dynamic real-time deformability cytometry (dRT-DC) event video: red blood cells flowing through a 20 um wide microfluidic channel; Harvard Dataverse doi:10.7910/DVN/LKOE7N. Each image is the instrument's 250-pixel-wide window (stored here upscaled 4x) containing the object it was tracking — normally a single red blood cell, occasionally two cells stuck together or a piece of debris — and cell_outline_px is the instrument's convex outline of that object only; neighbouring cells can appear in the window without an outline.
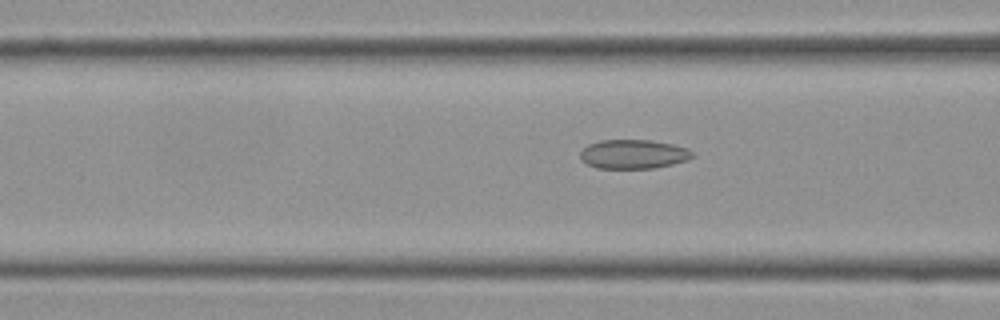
{"species": "Egyptian fruit bat (a non-hibernating species)", "species_latin": "Rousettus aegyptiacus", "temperature_condition": "cold", "stored_images_in_passage": 38, "camera_frame_rate_fps": 3000, "um_per_image_px": 0.085, "frame": {"image": 1, "passage_image": 13, "time_ms": 4.0, "image_size_px": [1000, 320], "cell_outline_px": [[696, 156], [688, 160], [656, 168], [596, 168], [580, 160], [580, 152], [588, 144], [600, 140], [652, 140], [672, 144], [688, 148]], "centroid_in_image_um": [53.85, 13.1], "position_along_channel_um": 112.7, "area_um2": 19.19}}
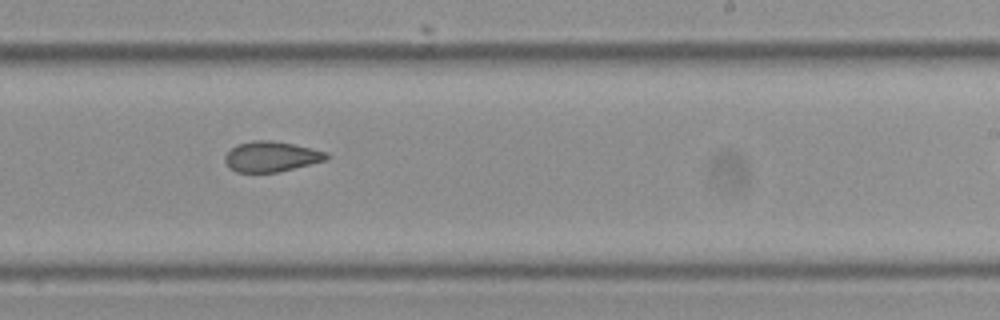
{"frame": {"image": 2, "passage_image": 26, "time_ms": 8.333, "image_size_px": [1000, 320], "cell_outline_px": [[328, 160], [280, 172], [236, 172], [228, 168], [224, 160], [224, 156], [236, 144], [252, 140], [272, 140], [292, 144], [328, 152]], "centroid_in_image_um": [23.04, 13.31], "position_along_channel_um": 266.0, "area_um2": 18.15}}
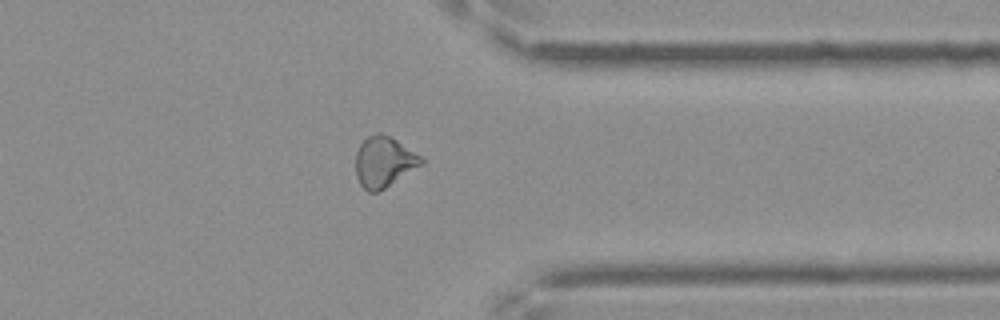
{"frame": {"image": 3, "passage_image": 36, "time_ms": 11.667, "image_size_px": [1000, 320], "cell_outline_px": [[424, 164], [384, 188], [376, 192], [368, 192], [360, 184], [356, 176], [356, 152], [360, 144], [368, 136], [376, 132], [380, 132], [396, 140], [420, 156], [424, 160]], "centroid_in_image_um": [32.62, 13.76], "position_along_channel_um": 378.8, "area_um2": 19.13}}